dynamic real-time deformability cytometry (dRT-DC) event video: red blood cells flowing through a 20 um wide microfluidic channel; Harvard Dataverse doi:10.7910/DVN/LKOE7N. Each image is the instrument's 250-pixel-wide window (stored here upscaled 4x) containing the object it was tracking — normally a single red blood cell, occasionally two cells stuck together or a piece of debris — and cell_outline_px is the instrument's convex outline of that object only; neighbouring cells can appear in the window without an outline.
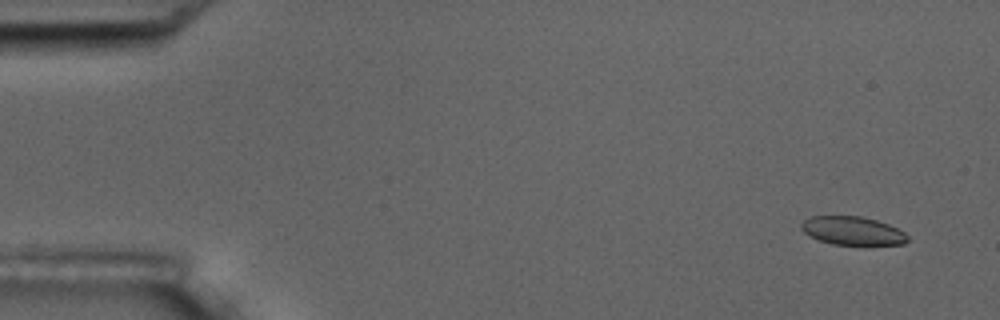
{"species": "common noctule bat (a hibernating species)", "species_latin": "Nyctalus noctula", "temperature_condition": "room temperature", "stored_images_in_passage": 6, "camera_frame_rate_fps": 3000, "um_per_image_px": 0.085, "animal": {"sex": "male", "body_mass_g": 17.5, "forearm_length_mm": 52.3}, "frame": {"image": 1, "passage_image": 2, "time_ms": 1.0, "image_size_px": [1000, 320], "cell_outline_px": [[908, 240], [904, 244], [832, 244], [820, 240], [804, 232], [800, 228], [800, 224], [804, 220], [812, 216], [860, 216], [876, 220], [888, 224], [904, 232], [908, 236]], "centroid_in_image_um": [72.46, 19.6], "position_along_channel_um": 12.5, "area_um2": 17.34}}
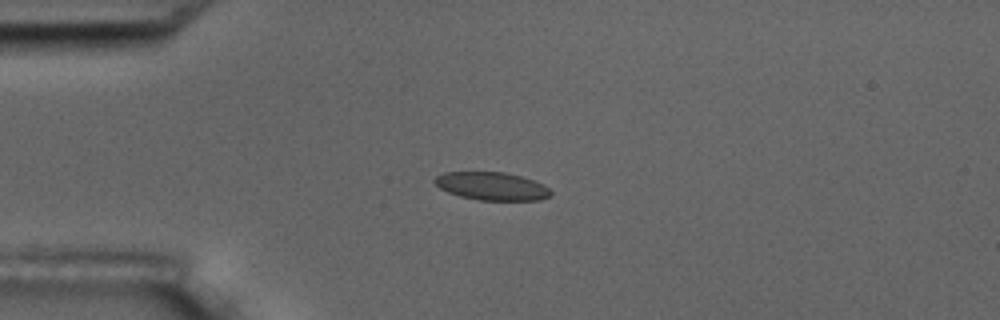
{"frame": {"image": 2, "passage_image": 5, "time_ms": 4.667, "image_size_px": [1000, 320], "cell_outline_px": [[552, 196], [540, 200], [480, 200], [460, 196], [448, 192], [440, 188], [432, 180], [436, 176], [444, 172], [504, 172], [520, 176], [544, 184], [552, 192]], "centroid_in_image_um": [41.81, 15.82], "position_along_channel_um": 43.2, "area_um2": 18.96}}